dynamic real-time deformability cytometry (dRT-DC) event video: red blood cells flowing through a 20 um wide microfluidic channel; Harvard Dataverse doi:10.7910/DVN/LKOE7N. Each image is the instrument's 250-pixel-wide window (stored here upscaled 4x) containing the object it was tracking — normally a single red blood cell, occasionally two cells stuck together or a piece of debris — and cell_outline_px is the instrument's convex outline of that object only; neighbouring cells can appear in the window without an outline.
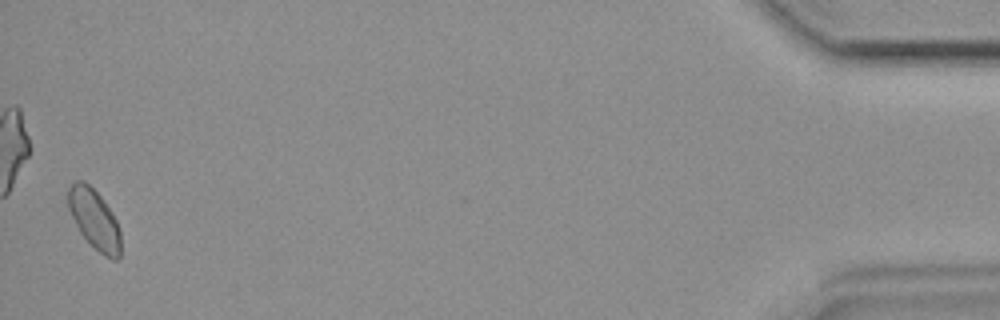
{"species": "common noctule bat (a hibernating species)", "species_latin": "Nyctalus noctula", "temperature_condition": "room temperature", "stored_images_in_passage": 46, "camera_frame_rate_fps": 3000, "um_per_image_px": 0.085, "animal": {"sex": "female", "body_mass_g": 19.9}, "frame": {"image": 1, "passage_image": 46, "time_ms": 15.0, "image_size_px": [1000, 320], "cell_outline_px": [[120, 256], [116, 260], [112, 260], [104, 256], [80, 232], [68, 208], [68, 188], [76, 180], [84, 180], [100, 196], [112, 212], [116, 220], [120, 232]], "centroid_in_image_um": [8.03, 18.63], "position_along_channel_um": 427.2, "area_um2": 18.03}}